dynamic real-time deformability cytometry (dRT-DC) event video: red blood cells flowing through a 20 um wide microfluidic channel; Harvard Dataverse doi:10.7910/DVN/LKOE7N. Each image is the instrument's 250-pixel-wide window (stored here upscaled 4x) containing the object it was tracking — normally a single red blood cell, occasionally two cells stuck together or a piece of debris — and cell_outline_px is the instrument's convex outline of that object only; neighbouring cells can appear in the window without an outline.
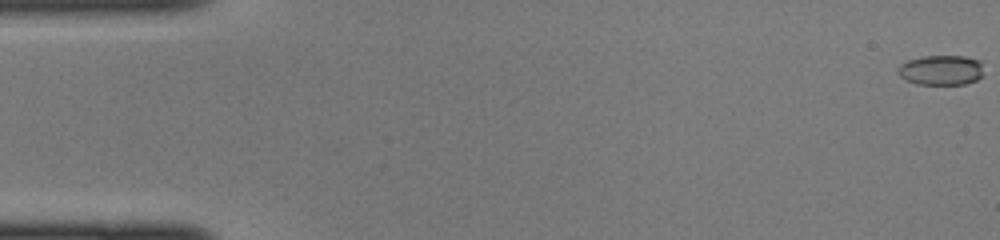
{"species": "common noctule bat (a hibernating species)", "species_latin": "Nyctalus noctula", "temperature_condition": "cold", "stored_images_in_passage": 45, "camera_frame_rate_fps": 3000, "um_per_image_px": 0.085, "animal": {"sex": "female", "body_mass_g": 22.0, "forearm_length_mm": 56.7}, "frame": {"image": 1, "passage_image": 1, "time_ms": 0.0, "image_size_px": [1000, 240], "cell_outline_px": [[984, 76], [976, 80], [964, 84], [916, 84], [904, 80], [896, 72], [900, 64], [908, 60], [924, 56], [964, 56], [980, 60]], "centroid_in_image_um": [79.99, 5.96], "position_along_channel_um": 5.0, "area_um2": 15.14}}
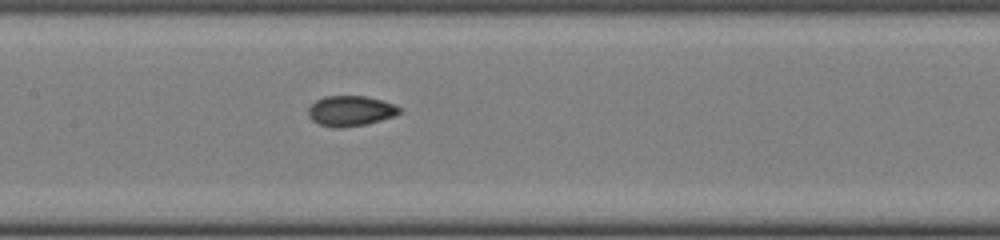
{"frame": {"image": 2, "passage_image": 22, "time_ms": 7.0, "image_size_px": [1000, 240], "cell_outline_px": [[400, 112], [396, 116], [364, 124], [340, 128], [336, 128], [320, 124], [312, 120], [308, 116], [308, 108], [316, 100], [324, 96], [368, 96], [396, 104], [400, 108]], "centroid_in_image_um": [29.8, 9.41], "position_along_channel_um": 177.6, "area_um2": 16.13}}
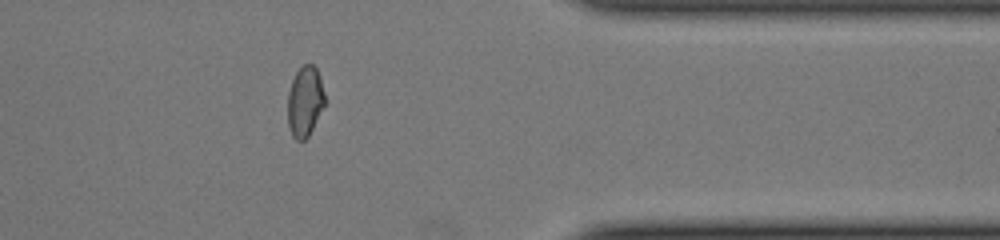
{"frame": {"image": 3, "passage_image": 37, "time_ms": 12.0, "image_size_px": [1000, 240], "cell_outline_px": [[328, 104], [308, 136], [304, 140], [296, 140], [292, 136], [288, 124], [288, 92], [292, 80], [296, 72], [304, 64], [312, 64], [316, 68], [320, 76], [328, 100]], "centroid_in_image_um": [25.98, 8.63], "position_along_channel_um": 385.4, "area_um2": 15.78}}